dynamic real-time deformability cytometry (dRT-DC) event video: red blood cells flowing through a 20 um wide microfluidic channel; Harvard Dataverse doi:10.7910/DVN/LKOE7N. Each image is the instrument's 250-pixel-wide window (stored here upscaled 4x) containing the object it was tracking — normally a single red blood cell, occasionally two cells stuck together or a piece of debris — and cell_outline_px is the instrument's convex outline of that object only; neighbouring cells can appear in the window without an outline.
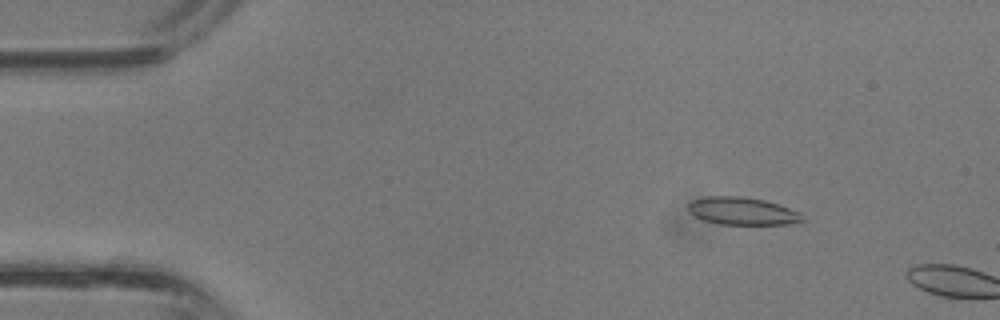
{"species": "common noctule bat (a hibernating species)", "species_latin": "Nyctalus noctula", "temperature_condition": "room temperature", "stored_images_in_passage": 6, "camera_frame_rate_fps": 3000, "um_per_image_px": 0.085, "animal": {"sex": "male", "body_mass_g": 13.3}, "frame": {"image": 1, "passage_image": 4, "time_ms": 1.0, "image_size_px": [1000, 320], "cell_outline_px": [[804, 220], [788, 224], [720, 224], [704, 220], [688, 212], [688, 204], [692, 200], [708, 196], [740, 196], [764, 200], [780, 204], [800, 212]], "centroid_in_image_um": [63.09, 17.93], "position_along_channel_um": 21.9, "area_um2": 18.32}}